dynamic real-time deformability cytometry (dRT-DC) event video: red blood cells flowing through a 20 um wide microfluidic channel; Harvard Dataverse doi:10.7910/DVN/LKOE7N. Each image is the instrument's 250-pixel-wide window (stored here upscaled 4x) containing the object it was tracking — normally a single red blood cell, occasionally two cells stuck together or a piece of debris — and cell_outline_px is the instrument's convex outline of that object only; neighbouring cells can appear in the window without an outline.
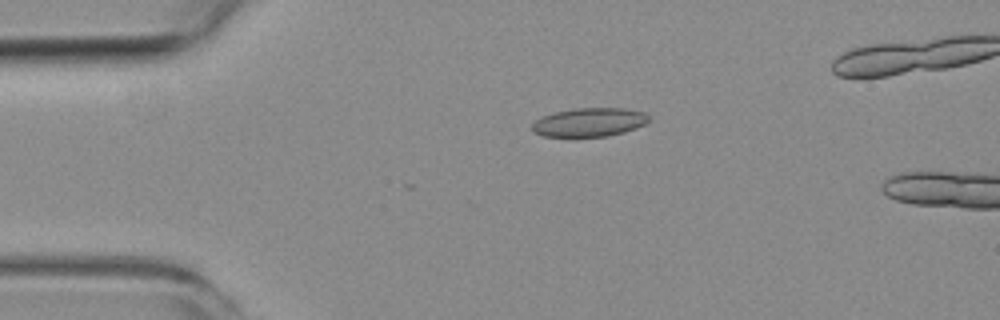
{"species": "common noctule bat (a hibernating species)", "species_latin": "Nyctalus noctula", "temperature_condition": "room temperature", "stored_images_in_passage": 3, "camera_frame_rate_fps": 3000, "um_per_image_px": 0.085, "animal": {"sex": "female", "body_mass_g": 19.3, "forearm_length_mm": 54.1}, "frame": {"image": 1, "passage_image": 1, "time_ms": 0.0, "image_size_px": [1000, 320], "cell_outline_px": [[652, 120], [636, 128], [624, 132], [608, 136], [544, 136], [532, 132], [532, 124], [536, 120], [544, 116], [556, 112], [576, 108], [624, 108], [644, 112]], "centroid_in_image_um": [50.12, 10.39], "position_along_channel_um": 34.9, "area_um2": 19.42}}